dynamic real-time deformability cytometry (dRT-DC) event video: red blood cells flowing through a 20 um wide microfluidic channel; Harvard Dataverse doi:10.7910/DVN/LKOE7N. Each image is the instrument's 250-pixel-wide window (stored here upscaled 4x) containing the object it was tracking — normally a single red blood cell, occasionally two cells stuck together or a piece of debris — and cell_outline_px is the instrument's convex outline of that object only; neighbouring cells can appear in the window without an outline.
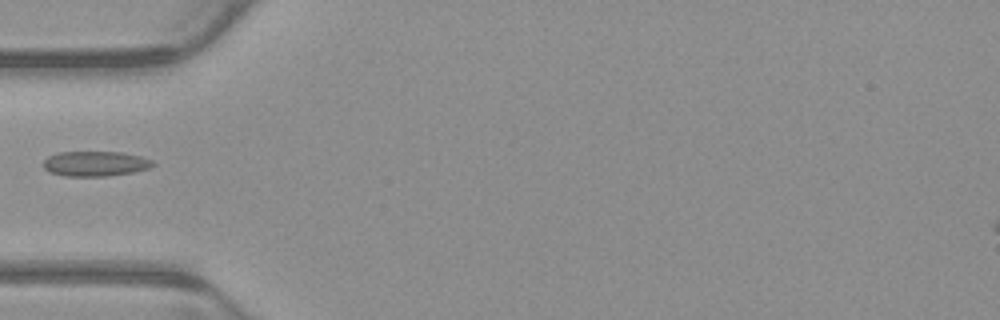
{"species": "common noctule bat (a hibernating species)", "species_latin": "Nyctalus noctula", "temperature_condition": "warm", "stored_images_in_passage": 4, "camera_frame_rate_fps": 3000, "um_per_image_px": 0.085, "animal": {"sex": "male", "body_mass_g": 23.1, "forearm_length_mm": 52.7}, "frame": {"image": 1, "passage_image": 4, "time_ms": 1.0, "image_size_px": [1000, 320], "cell_outline_px": [[156, 164], [148, 168], [132, 172], [108, 176], [64, 176], [48, 172], [44, 168], [44, 160], [48, 156], [60, 152], [124, 152], [140, 156], [152, 160]], "centroid_in_image_um": [8.09, 13.91], "position_along_channel_um": 76.9, "area_um2": 16.01}}